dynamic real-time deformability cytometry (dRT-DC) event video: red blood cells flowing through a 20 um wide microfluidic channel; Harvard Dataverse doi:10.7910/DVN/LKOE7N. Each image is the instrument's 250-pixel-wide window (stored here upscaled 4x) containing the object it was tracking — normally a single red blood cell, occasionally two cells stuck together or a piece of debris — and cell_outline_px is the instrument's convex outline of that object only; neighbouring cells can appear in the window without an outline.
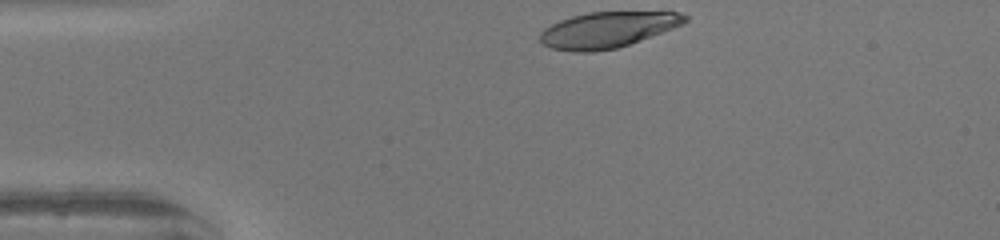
{"species": "human", "species_latin": "Homo sapiens", "temperature_condition": "warm", "stored_images_in_passage": 30, "camera_frame_rate_fps": 3000, "um_per_image_px": 0.085, "donor": {"sex": "female"}, "frame": {"image": 1, "passage_image": 1, "time_ms": 0.0, "image_size_px": [1000, 240], "cell_outline_px": [[688, 20], [684, 24], [628, 44], [616, 48], [592, 52], [576, 52], [552, 48], [540, 44], [540, 32], [544, 28], [560, 20], [572, 16], [588, 12], [680, 12], [688, 16]], "centroid_in_image_um": [51.61, 2.53], "position_along_channel_um": 33.4, "area_um2": 30.11}}
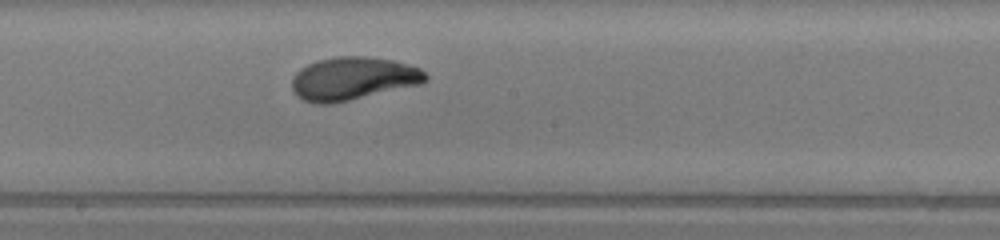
{"frame": {"image": 2, "passage_image": 18, "time_ms": 5.667, "image_size_px": [1000, 240], "cell_outline_px": [[428, 80], [420, 84], [348, 100], [328, 104], [316, 104], [304, 100], [296, 96], [292, 92], [292, 76], [300, 68], [316, 60], [336, 56], [364, 56], [392, 60], [420, 68], [428, 76]], "centroid_in_image_um": [29.95, 6.67], "position_along_channel_um": 218.2, "area_um2": 33.47}}
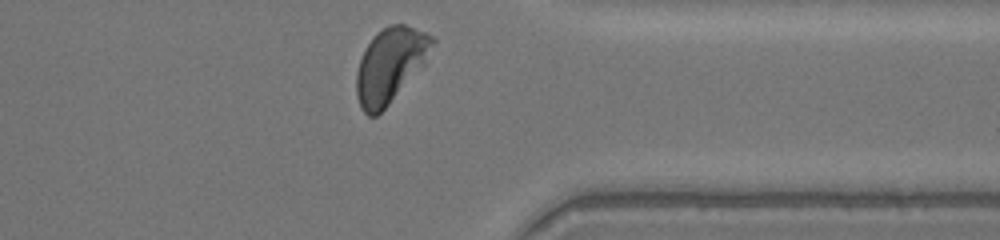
{"frame": {"image": 3, "passage_image": 30, "time_ms": 9.667, "image_size_px": [1000, 240], "cell_outline_px": [[436, 40], [424, 64], [388, 104], [376, 116], [368, 116], [360, 108], [356, 96], [356, 72], [364, 48], [372, 36], [376, 32], [388, 24], [404, 24], [436, 36]], "centroid_in_image_um": [33.15, 5.5], "position_along_channel_um": 378.3, "area_um2": 33.0}, "authors_computed_cell_mechanics": {"area_um2": 32.657, "velocity_mm_per_s": 4.1727, "shape_relaxation_time_tau1_ms": 2.8564, "shape_relaxation_time_tau2_ms": null, "deformation_change_tau1": 0.1839, "deformation_change_tau2": null}}